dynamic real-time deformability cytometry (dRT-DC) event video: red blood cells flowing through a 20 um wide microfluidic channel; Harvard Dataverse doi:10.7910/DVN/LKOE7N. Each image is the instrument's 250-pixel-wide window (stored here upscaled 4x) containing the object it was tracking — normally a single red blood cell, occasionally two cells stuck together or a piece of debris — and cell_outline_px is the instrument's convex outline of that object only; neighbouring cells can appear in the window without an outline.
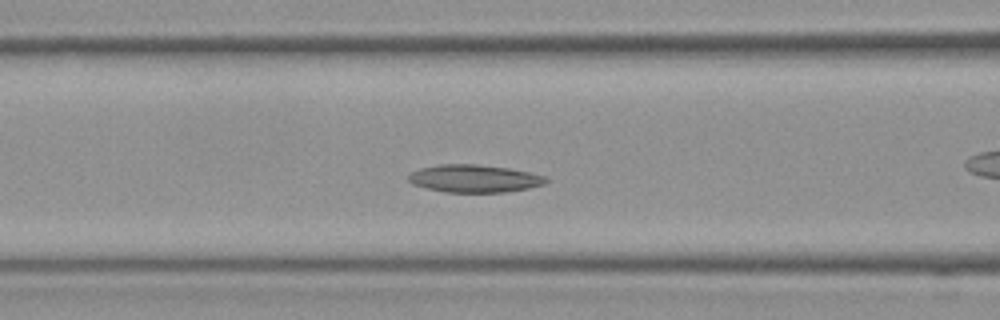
{"species": "Egyptian fruit bat (a non-hibernating species)", "species_latin": "Rousettus aegyptiacus", "temperature_condition": "room temperature", "stored_images_in_passage": 29, "camera_frame_rate_fps": 3000, "um_per_image_px": 0.085, "frame": {"image": 1, "passage_image": 9, "time_ms": 2.667, "image_size_px": [1000, 320], "cell_outline_px": [[548, 180], [544, 184], [528, 188], [504, 192], [444, 192], [412, 184], [408, 180], [408, 176], [412, 172], [420, 168], [436, 164], [476, 164], [508, 168], [532, 172], [544, 176]], "centroid_in_image_um": [40.3, 15.17], "position_along_channel_um": 126.3, "area_um2": 22.14}}
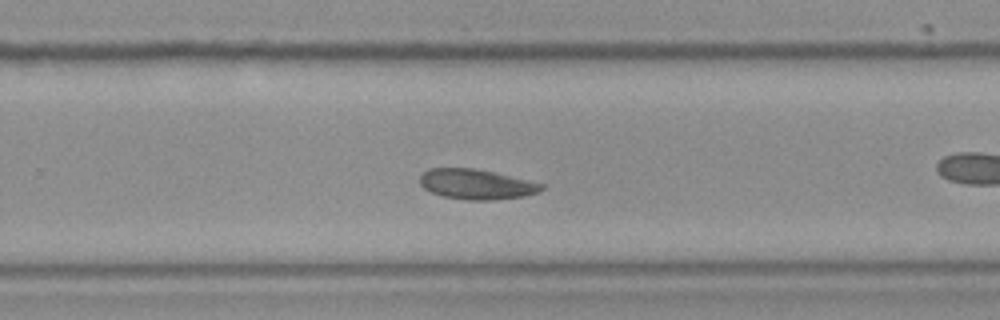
{"frame": {"image": 2, "passage_image": 17, "time_ms": 5.333, "image_size_px": [1000, 320], "cell_outline_px": [[544, 188], [540, 192], [524, 196], [492, 200], [468, 200], [444, 196], [432, 192], [424, 188], [420, 184], [420, 176], [428, 168], [476, 168], [528, 180], [544, 184]], "centroid_in_image_um": [40.5, 15.66], "position_along_channel_um": 289.3, "area_um2": 21.27}}
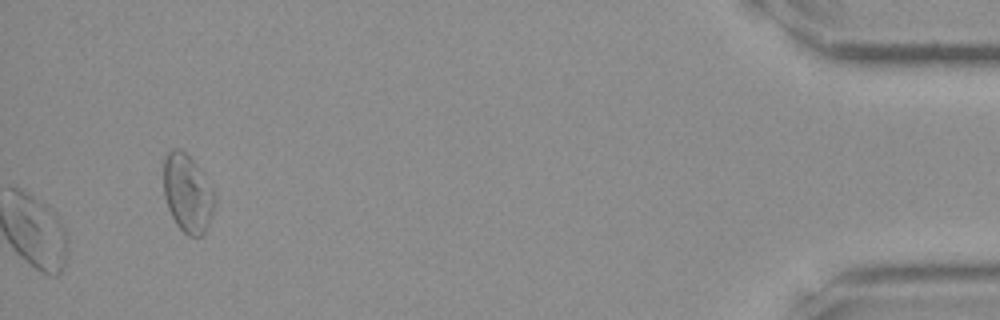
{"frame": {"image": 3, "passage_image": 29, "time_ms": 9.333, "image_size_px": [1000, 320], "cell_outline_px": [[216, 204], [204, 236], [188, 236], [176, 224], [168, 208], [164, 196], [164, 156], [172, 148], [180, 148], [200, 168], [216, 192]], "centroid_in_image_um": [15.97, 16.44], "position_along_channel_um": 419.2, "area_um2": 23.64}}